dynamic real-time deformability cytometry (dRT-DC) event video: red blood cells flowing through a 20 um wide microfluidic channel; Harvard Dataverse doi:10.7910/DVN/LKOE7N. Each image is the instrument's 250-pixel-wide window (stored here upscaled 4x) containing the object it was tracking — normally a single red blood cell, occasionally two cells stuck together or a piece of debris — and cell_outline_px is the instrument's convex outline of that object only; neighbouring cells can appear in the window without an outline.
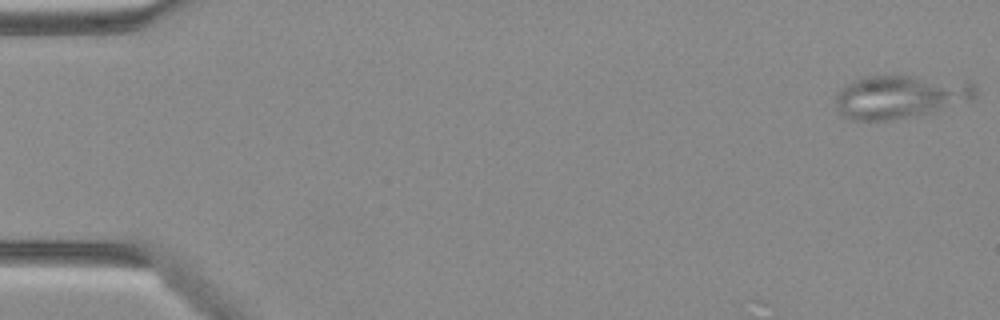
{"species": "Egyptian fruit bat (a non-hibernating species)", "species_latin": "Rousettus aegyptiacus", "temperature_condition": "warm", "stored_images_in_passage": 2, "camera_frame_rate_fps": 3000, "um_per_image_px": 0.085, "animal": {"sex": "female"}, "frame": {"image": 1, "passage_image": 1, "time_ms": 0.0, "image_size_px": [1000, 320], "cell_outline_px": [[976, 96], [968, 100], [936, 112], [888, 120], [852, 120], [844, 116], [840, 112], [836, 104], [836, 92], [840, 88], [848, 84], [868, 76], [908, 76], [972, 84], [976, 88]], "centroid_in_image_um": [76.45, 8.25], "position_along_channel_um": 8.6, "area_um2": 34.28}}